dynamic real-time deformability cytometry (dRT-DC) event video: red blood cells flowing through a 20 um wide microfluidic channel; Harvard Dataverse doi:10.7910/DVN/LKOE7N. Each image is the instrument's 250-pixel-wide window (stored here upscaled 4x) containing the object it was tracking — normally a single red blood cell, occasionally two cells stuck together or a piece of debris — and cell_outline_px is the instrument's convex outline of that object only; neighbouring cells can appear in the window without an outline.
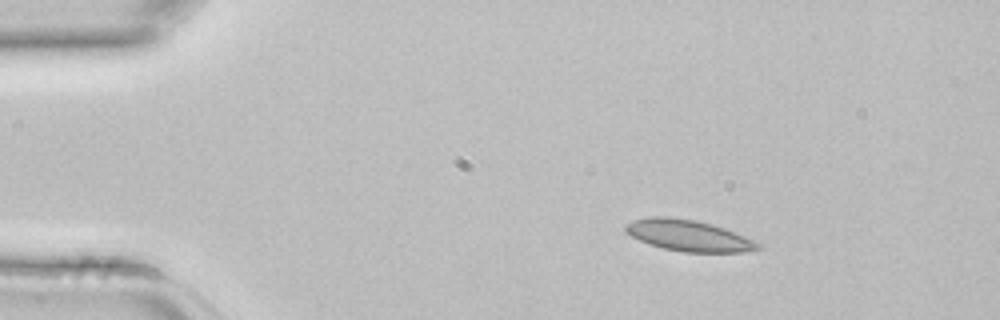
{"species": "common noctule bat (a hibernating species)", "species_latin": "Nyctalus noctula", "temperature_condition": "room temperature", "stored_images_in_passage": 3, "segment_of_instrument_passage": [2, 2], "camera_frame_rate_fps": 3000, "um_per_image_px": 0.085, "animal": {"sex": "female", "body_mass_g": 22.7, "forearm_length_mm": 54.2}, "frame": {"image": 1, "passage_image": 3, "time_ms": 0.667, "image_size_px": [1000, 320], "cell_outline_px": [[764, 244], [760, 248], [744, 252], [684, 252], [664, 248], [648, 244], [632, 236], [624, 228], [624, 224], [632, 220], [648, 216], [664, 216], [696, 220], [712, 224], [724, 228]], "centroid_in_image_um": [58.52, 20.01], "position_along_channel_um": 26.5, "area_um2": 24.1}}